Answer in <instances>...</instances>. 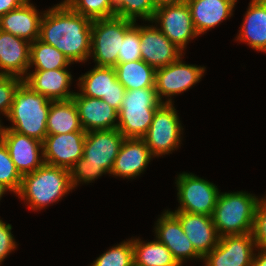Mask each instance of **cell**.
<instances>
[{"label": "cell", "mask_w": 266, "mask_h": 266, "mask_svg": "<svg viewBox=\"0 0 266 266\" xmlns=\"http://www.w3.org/2000/svg\"><path fill=\"white\" fill-rule=\"evenodd\" d=\"M134 21L112 17L92 21L91 53L99 67H115L125 33Z\"/></svg>", "instance_id": "7"}, {"label": "cell", "mask_w": 266, "mask_h": 266, "mask_svg": "<svg viewBox=\"0 0 266 266\" xmlns=\"http://www.w3.org/2000/svg\"><path fill=\"white\" fill-rule=\"evenodd\" d=\"M261 253L253 257L252 266H266V248H259Z\"/></svg>", "instance_id": "39"}, {"label": "cell", "mask_w": 266, "mask_h": 266, "mask_svg": "<svg viewBox=\"0 0 266 266\" xmlns=\"http://www.w3.org/2000/svg\"><path fill=\"white\" fill-rule=\"evenodd\" d=\"M134 266H179L170 250L159 240L144 243L132 240Z\"/></svg>", "instance_id": "28"}, {"label": "cell", "mask_w": 266, "mask_h": 266, "mask_svg": "<svg viewBox=\"0 0 266 266\" xmlns=\"http://www.w3.org/2000/svg\"><path fill=\"white\" fill-rule=\"evenodd\" d=\"M152 156L143 139L125 138L111 174L124 178L136 177L146 168Z\"/></svg>", "instance_id": "22"}, {"label": "cell", "mask_w": 266, "mask_h": 266, "mask_svg": "<svg viewBox=\"0 0 266 266\" xmlns=\"http://www.w3.org/2000/svg\"><path fill=\"white\" fill-rule=\"evenodd\" d=\"M72 10L89 19H107L115 17L112 0H65Z\"/></svg>", "instance_id": "31"}, {"label": "cell", "mask_w": 266, "mask_h": 266, "mask_svg": "<svg viewBox=\"0 0 266 266\" xmlns=\"http://www.w3.org/2000/svg\"><path fill=\"white\" fill-rule=\"evenodd\" d=\"M140 27L134 25L125 33L121 51L118 53V63L141 60Z\"/></svg>", "instance_id": "34"}, {"label": "cell", "mask_w": 266, "mask_h": 266, "mask_svg": "<svg viewBox=\"0 0 266 266\" xmlns=\"http://www.w3.org/2000/svg\"><path fill=\"white\" fill-rule=\"evenodd\" d=\"M22 82L23 78L0 74V111L6 116L11 110L14 93Z\"/></svg>", "instance_id": "35"}, {"label": "cell", "mask_w": 266, "mask_h": 266, "mask_svg": "<svg viewBox=\"0 0 266 266\" xmlns=\"http://www.w3.org/2000/svg\"><path fill=\"white\" fill-rule=\"evenodd\" d=\"M204 69L182 63L180 58L167 66L156 69L155 90L160 102L165 103L162 102V95L170 97L189 89L201 79Z\"/></svg>", "instance_id": "14"}, {"label": "cell", "mask_w": 266, "mask_h": 266, "mask_svg": "<svg viewBox=\"0 0 266 266\" xmlns=\"http://www.w3.org/2000/svg\"><path fill=\"white\" fill-rule=\"evenodd\" d=\"M177 187L181 206L176 211L212 216L219 196L213 183L182 173L178 176Z\"/></svg>", "instance_id": "9"}, {"label": "cell", "mask_w": 266, "mask_h": 266, "mask_svg": "<svg viewBox=\"0 0 266 266\" xmlns=\"http://www.w3.org/2000/svg\"><path fill=\"white\" fill-rule=\"evenodd\" d=\"M161 104L155 87L126 90L118 111L117 129L125 138L142 139Z\"/></svg>", "instance_id": "6"}, {"label": "cell", "mask_w": 266, "mask_h": 266, "mask_svg": "<svg viewBox=\"0 0 266 266\" xmlns=\"http://www.w3.org/2000/svg\"><path fill=\"white\" fill-rule=\"evenodd\" d=\"M72 99L77 106L80 123L85 132L117 128L115 120L118 118V111L102 99L80 93H75Z\"/></svg>", "instance_id": "18"}, {"label": "cell", "mask_w": 266, "mask_h": 266, "mask_svg": "<svg viewBox=\"0 0 266 266\" xmlns=\"http://www.w3.org/2000/svg\"><path fill=\"white\" fill-rule=\"evenodd\" d=\"M85 131L47 135L41 150L45 164L70 169L82 156Z\"/></svg>", "instance_id": "13"}, {"label": "cell", "mask_w": 266, "mask_h": 266, "mask_svg": "<svg viewBox=\"0 0 266 266\" xmlns=\"http://www.w3.org/2000/svg\"><path fill=\"white\" fill-rule=\"evenodd\" d=\"M259 200L245 192L219 194L212 214L218 235L252 233Z\"/></svg>", "instance_id": "5"}, {"label": "cell", "mask_w": 266, "mask_h": 266, "mask_svg": "<svg viewBox=\"0 0 266 266\" xmlns=\"http://www.w3.org/2000/svg\"><path fill=\"white\" fill-rule=\"evenodd\" d=\"M51 101L22 82L14 93L7 116L14 126L7 129L43 142L47 136L46 124Z\"/></svg>", "instance_id": "3"}, {"label": "cell", "mask_w": 266, "mask_h": 266, "mask_svg": "<svg viewBox=\"0 0 266 266\" xmlns=\"http://www.w3.org/2000/svg\"><path fill=\"white\" fill-rule=\"evenodd\" d=\"M115 16L136 22V17L152 21L156 6L153 0H112Z\"/></svg>", "instance_id": "30"}, {"label": "cell", "mask_w": 266, "mask_h": 266, "mask_svg": "<svg viewBox=\"0 0 266 266\" xmlns=\"http://www.w3.org/2000/svg\"><path fill=\"white\" fill-rule=\"evenodd\" d=\"M186 0H153L156 8L163 6V5H170V4H178L181 2H185Z\"/></svg>", "instance_id": "40"}, {"label": "cell", "mask_w": 266, "mask_h": 266, "mask_svg": "<svg viewBox=\"0 0 266 266\" xmlns=\"http://www.w3.org/2000/svg\"><path fill=\"white\" fill-rule=\"evenodd\" d=\"M29 0H0V17Z\"/></svg>", "instance_id": "38"}, {"label": "cell", "mask_w": 266, "mask_h": 266, "mask_svg": "<svg viewBox=\"0 0 266 266\" xmlns=\"http://www.w3.org/2000/svg\"><path fill=\"white\" fill-rule=\"evenodd\" d=\"M172 213L179 219L185 235L202 258L218 244L220 236L217 233L212 216L183 211Z\"/></svg>", "instance_id": "17"}, {"label": "cell", "mask_w": 266, "mask_h": 266, "mask_svg": "<svg viewBox=\"0 0 266 266\" xmlns=\"http://www.w3.org/2000/svg\"><path fill=\"white\" fill-rule=\"evenodd\" d=\"M142 60L155 70L167 66L182 56V50L156 27L140 26Z\"/></svg>", "instance_id": "16"}, {"label": "cell", "mask_w": 266, "mask_h": 266, "mask_svg": "<svg viewBox=\"0 0 266 266\" xmlns=\"http://www.w3.org/2000/svg\"><path fill=\"white\" fill-rule=\"evenodd\" d=\"M46 125L47 135L84 131L73 99L51 101Z\"/></svg>", "instance_id": "26"}, {"label": "cell", "mask_w": 266, "mask_h": 266, "mask_svg": "<svg viewBox=\"0 0 266 266\" xmlns=\"http://www.w3.org/2000/svg\"><path fill=\"white\" fill-rule=\"evenodd\" d=\"M73 189L69 170L43 164L34 172L22 176L18 195L30 203L34 210L56 202Z\"/></svg>", "instance_id": "4"}, {"label": "cell", "mask_w": 266, "mask_h": 266, "mask_svg": "<svg viewBox=\"0 0 266 266\" xmlns=\"http://www.w3.org/2000/svg\"><path fill=\"white\" fill-rule=\"evenodd\" d=\"M22 176L13 163L8 149L0 139V183L10 191L18 193L21 187Z\"/></svg>", "instance_id": "33"}, {"label": "cell", "mask_w": 266, "mask_h": 266, "mask_svg": "<svg viewBox=\"0 0 266 266\" xmlns=\"http://www.w3.org/2000/svg\"><path fill=\"white\" fill-rule=\"evenodd\" d=\"M41 16L35 7L26 1L20 7L0 17V29L14 36L34 42L39 39Z\"/></svg>", "instance_id": "23"}, {"label": "cell", "mask_w": 266, "mask_h": 266, "mask_svg": "<svg viewBox=\"0 0 266 266\" xmlns=\"http://www.w3.org/2000/svg\"><path fill=\"white\" fill-rule=\"evenodd\" d=\"M0 139L8 149L16 169L24 176L34 172L45 162L39 157L42 142L0 126Z\"/></svg>", "instance_id": "15"}, {"label": "cell", "mask_w": 266, "mask_h": 266, "mask_svg": "<svg viewBox=\"0 0 266 266\" xmlns=\"http://www.w3.org/2000/svg\"><path fill=\"white\" fill-rule=\"evenodd\" d=\"M125 137L117 129L86 132L83 156L69 169L73 188L78 181L90 182L113 169Z\"/></svg>", "instance_id": "2"}, {"label": "cell", "mask_w": 266, "mask_h": 266, "mask_svg": "<svg viewBox=\"0 0 266 266\" xmlns=\"http://www.w3.org/2000/svg\"><path fill=\"white\" fill-rule=\"evenodd\" d=\"M6 190H9L6 186H4L2 183H0V198L4 194Z\"/></svg>", "instance_id": "41"}, {"label": "cell", "mask_w": 266, "mask_h": 266, "mask_svg": "<svg viewBox=\"0 0 266 266\" xmlns=\"http://www.w3.org/2000/svg\"><path fill=\"white\" fill-rule=\"evenodd\" d=\"M181 124L171 99L156 110L146 135L142 138L153 156L167 154L178 147Z\"/></svg>", "instance_id": "8"}, {"label": "cell", "mask_w": 266, "mask_h": 266, "mask_svg": "<svg viewBox=\"0 0 266 266\" xmlns=\"http://www.w3.org/2000/svg\"><path fill=\"white\" fill-rule=\"evenodd\" d=\"M237 0H186L197 34L219 24L232 15Z\"/></svg>", "instance_id": "24"}, {"label": "cell", "mask_w": 266, "mask_h": 266, "mask_svg": "<svg viewBox=\"0 0 266 266\" xmlns=\"http://www.w3.org/2000/svg\"><path fill=\"white\" fill-rule=\"evenodd\" d=\"M71 63L68 57L52 45L39 39L30 44V65H35V70L62 69Z\"/></svg>", "instance_id": "29"}, {"label": "cell", "mask_w": 266, "mask_h": 266, "mask_svg": "<svg viewBox=\"0 0 266 266\" xmlns=\"http://www.w3.org/2000/svg\"><path fill=\"white\" fill-rule=\"evenodd\" d=\"M252 235L257 248H266V199H261L256 207Z\"/></svg>", "instance_id": "36"}, {"label": "cell", "mask_w": 266, "mask_h": 266, "mask_svg": "<svg viewBox=\"0 0 266 266\" xmlns=\"http://www.w3.org/2000/svg\"><path fill=\"white\" fill-rule=\"evenodd\" d=\"M238 39L266 52V0H252Z\"/></svg>", "instance_id": "25"}, {"label": "cell", "mask_w": 266, "mask_h": 266, "mask_svg": "<svg viewBox=\"0 0 266 266\" xmlns=\"http://www.w3.org/2000/svg\"><path fill=\"white\" fill-rule=\"evenodd\" d=\"M79 80L81 95L102 99L117 111L120 110L126 89L118 81L114 67L96 66Z\"/></svg>", "instance_id": "12"}, {"label": "cell", "mask_w": 266, "mask_h": 266, "mask_svg": "<svg viewBox=\"0 0 266 266\" xmlns=\"http://www.w3.org/2000/svg\"><path fill=\"white\" fill-rule=\"evenodd\" d=\"M118 81L126 90L155 87V69L144 60L117 63L114 67Z\"/></svg>", "instance_id": "27"}, {"label": "cell", "mask_w": 266, "mask_h": 266, "mask_svg": "<svg viewBox=\"0 0 266 266\" xmlns=\"http://www.w3.org/2000/svg\"><path fill=\"white\" fill-rule=\"evenodd\" d=\"M71 74L66 70H35L32 74L27 75L23 82L33 91L47 97L52 101L70 100L75 92L68 91L71 83Z\"/></svg>", "instance_id": "21"}, {"label": "cell", "mask_w": 266, "mask_h": 266, "mask_svg": "<svg viewBox=\"0 0 266 266\" xmlns=\"http://www.w3.org/2000/svg\"><path fill=\"white\" fill-rule=\"evenodd\" d=\"M156 234L158 240L170 250L179 265H182L185 258L196 257L202 259L185 235L179 219L172 212L166 211L158 219Z\"/></svg>", "instance_id": "19"}, {"label": "cell", "mask_w": 266, "mask_h": 266, "mask_svg": "<svg viewBox=\"0 0 266 266\" xmlns=\"http://www.w3.org/2000/svg\"><path fill=\"white\" fill-rule=\"evenodd\" d=\"M254 245L252 233L221 236L202 259L206 260V266H252Z\"/></svg>", "instance_id": "11"}, {"label": "cell", "mask_w": 266, "mask_h": 266, "mask_svg": "<svg viewBox=\"0 0 266 266\" xmlns=\"http://www.w3.org/2000/svg\"><path fill=\"white\" fill-rule=\"evenodd\" d=\"M153 20L161 23L159 30L181 50L198 35L186 1L158 7Z\"/></svg>", "instance_id": "10"}, {"label": "cell", "mask_w": 266, "mask_h": 266, "mask_svg": "<svg viewBox=\"0 0 266 266\" xmlns=\"http://www.w3.org/2000/svg\"><path fill=\"white\" fill-rule=\"evenodd\" d=\"M92 266H134L132 240L109 249L96 259Z\"/></svg>", "instance_id": "32"}, {"label": "cell", "mask_w": 266, "mask_h": 266, "mask_svg": "<svg viewBox=\"0 0 266 266\" xmlns=\"http://www.w3.org/2000/svg\"><path fill=\"white\" fill-rule=\"evenodd\" d=\"M30 41L0 29V74L24 77L30 67Z\"/></svg>", "instance_id": "20"}, {"label": "cell", "mask_w": 266, "mask_h": 266, "mask_svg": "<svg viewBox=\"0 0 266 266\" xmlns=\"http://www.w3.org/2000/svg\"><path fill=\"white\" fill-rule=\"evenodd\" d=\"M43 16L40 41L56 47L71 62L88 59L91 54V19L72 10L64 1Z\"/></svg>", "instance_id": "1"}, {"label": "cell", "mask_w": 266, "mask_h": 266, "mask_svg": "<svg viewBox=\"0 0 266 266\" xmlns=\"http://www.w3.org/2000/svg\"><path fill=\"white\" fill-rule=\"evenodd\" d=\"M11 225L0 220V263L16 247L14 237L11 234Z\"/></svg>", "instance_id": "37"}]
</instances>
